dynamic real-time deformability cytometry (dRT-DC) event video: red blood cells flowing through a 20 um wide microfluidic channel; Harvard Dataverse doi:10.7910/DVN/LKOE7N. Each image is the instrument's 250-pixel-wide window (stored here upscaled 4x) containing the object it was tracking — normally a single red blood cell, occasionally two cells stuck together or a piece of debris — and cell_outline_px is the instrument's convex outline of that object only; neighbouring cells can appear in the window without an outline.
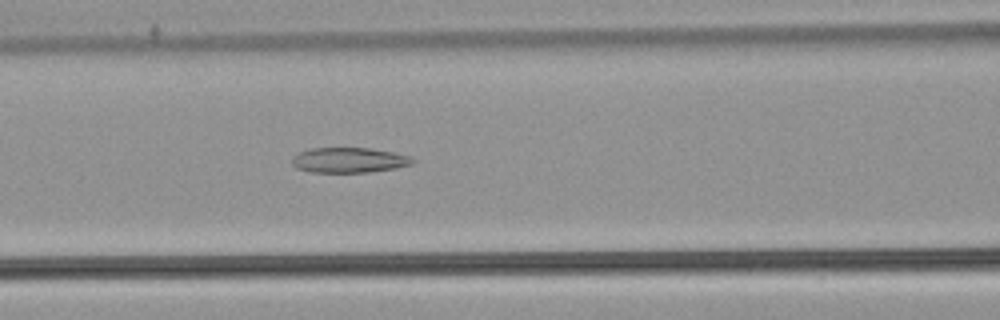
{"species": "common noctule bat (a hibernating species)", "species_latin": "Nyctalus noctula", "temperature_condition": "warm", "stored_images_in_passage": 52, "camera_frame_rate_fps": 3000, "um_per_image_px": 0.085, "animal": {"sex": "male", "body_mass_g": 21.5, "forearm_length_mm": 52.0}, "frame": {"image": 1, "passage_image": 22, "time_ms": 7.0, "image_size_px": [1000, 320], "cell_outline_px": [[416, 160], [412, 164], [396, 168], [368, 172], [308, 172], [296, 168], [292, 164], [292, 156], [308, 148], [372, 148], [396, 152], [412, 156]], "centroid_in_image_um": [29.69, 13.6], "position_along_channel_um": 136.9, "area_um2": 17.98}}
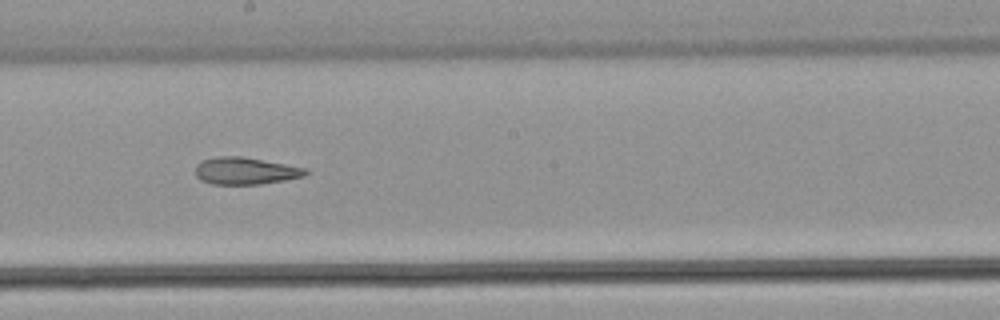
{"frame": {"image": 2, "passage_image": 29, "time_ms": 9.333, "image_size_px": [1000, 320], "cell_outline_px": [[308, 172], [304, 176], [284, 180], [260, 184], [212, 184], [200, 180], [196, 176], [196, 164], [204, 160], [216, 156], [240, 156], [308, 168]], "centroid_in_image_um": [20.85, 14.52], "position_along_channel_um": 227.3, "area_um2": 17.34}}
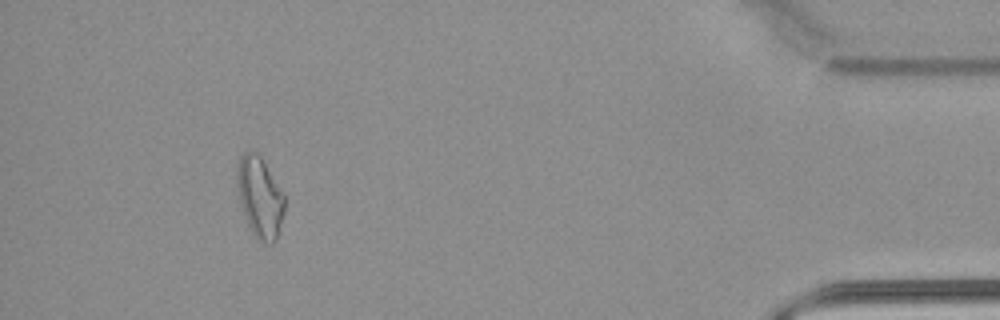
{"frame": {"image": 3, "passage_image": 48, "time_ms": 15.667, "image_size_px": [1000, 320], "cell_outline_px": [[284, 212], [276, 240], [272, 244], [264, 244], [256, 240], [248, 224], [240, 200], [236, 184], [236, 172], [240, 156], [244, 152], [256, 152], [260, 156], [284, 196]], "centroid_in_image_um": [22.07, 16.8], "position_along_channel_um": 413.1, "area_um2": 22.02}, "authors_computed_cell_mechanics": {"area_um2": 20.7791, "velocity_mm_per_s": 3.8878, "shape_relaxation_time_tau1_ms": null, "shape_relaxation_time_tau2_ms": 3.2271, "deformation_change_tau1": null, "deformation_change_tau2": 0.122}}